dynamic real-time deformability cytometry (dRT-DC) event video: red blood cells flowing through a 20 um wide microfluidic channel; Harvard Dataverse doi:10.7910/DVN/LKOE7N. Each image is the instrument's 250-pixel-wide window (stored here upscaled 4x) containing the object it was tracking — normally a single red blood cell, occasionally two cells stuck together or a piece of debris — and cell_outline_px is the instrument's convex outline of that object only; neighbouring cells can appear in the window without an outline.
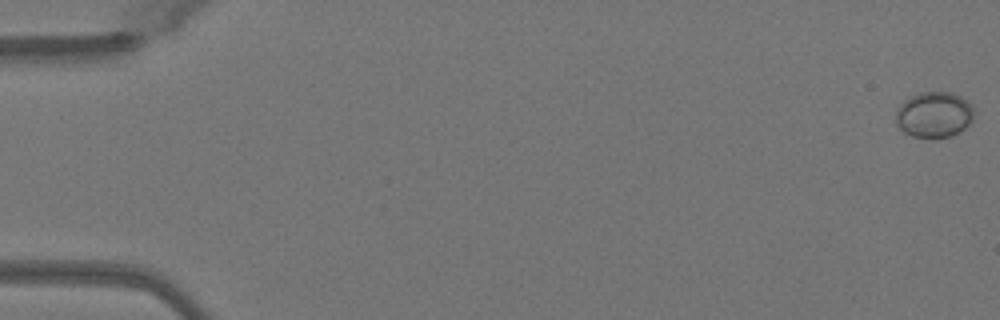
{"species": "Egyptian fruit bat (a non-hibernating species)", "species_latin": "Rousettus aegyptiacus", "temperature_condition": "warm", "stored_images_in_passage": 14, "camera_frame_rate_fps": 3000, "um_per_image_px": 0.085, "animal": {"sex": "female"}, "frame": {"image": 1, "passage_image": 1, "time_ms": 0.0, "image_size_px": [1000, 320], "cell_outline_px": [[972, 120], [960, 132], [952, 136], [936, 140], [928, 140], [912, 136], [904, 132], [896, 124], [896, 108], [904, 100], [912, 96], [924, 92], [952, 92], [960, 96], [972, 108]], "centroid_in_image_um": [79.35, 9.8], "position_along_channel_um": 5.6, "area_um2": 21.1}}